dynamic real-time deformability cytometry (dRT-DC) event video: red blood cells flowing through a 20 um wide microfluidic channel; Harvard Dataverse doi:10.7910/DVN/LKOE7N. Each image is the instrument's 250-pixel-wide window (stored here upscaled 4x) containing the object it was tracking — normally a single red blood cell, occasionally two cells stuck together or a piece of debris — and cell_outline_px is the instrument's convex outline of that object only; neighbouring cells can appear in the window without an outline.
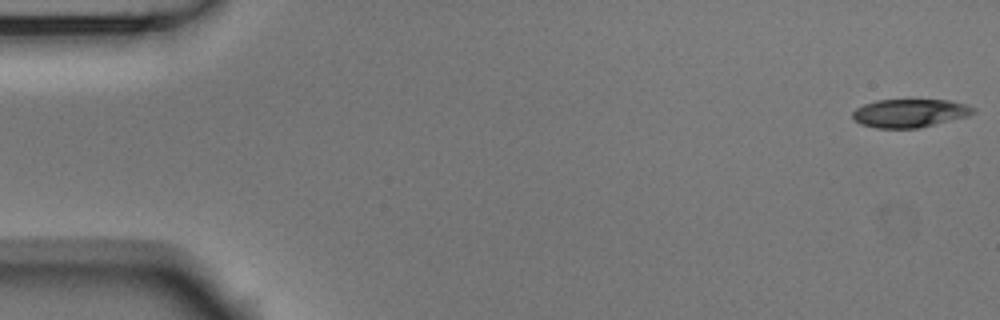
{"species": "Egyptian fruit bat (a non-hibernating species)", "species_latin": "Rousettus aegyptiacus", "temperature_condition": "room temperature", "stored_images_in_passage": 53, "camera_frame_rate_fps": 3000, "um_per_image_px": 0.085, "animal": {"sex": "male"}, "frame": {"image": 1, "passage_image": 1, "time_ms": 0.0, "image_size_px": [1000, 320], "cell_outline_px": [[976, 112], [968, 116], [916, 128], [876, 128], [860, 124], [852, 116], [852, 112], [856, 108], [864, 104], [876, 100], [948, 100], [964, 104], [976, 108]], "centroid_in_image_um": [77.32, 9.61], "position_along_channel_um": 7.7, "area_um2": 19.77}}
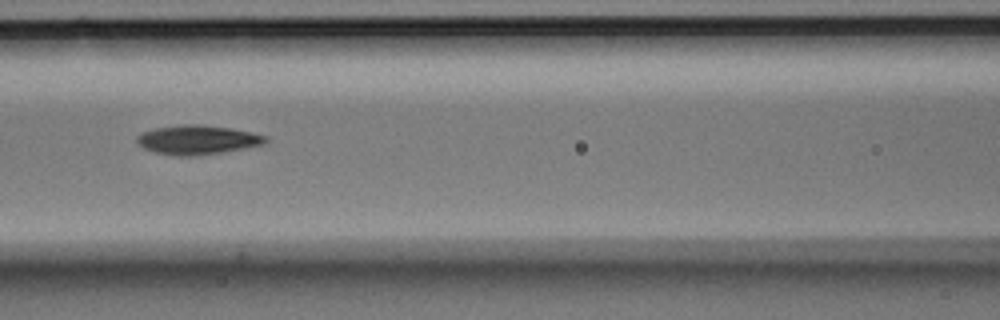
{"frame": {"image": 2, "passage_image": 23, "time_ms": 7.333, "image_size_px": [1000, 320], "cell_outline_px": [[268, 140], [264, 144], [244, 148], [220, 152], [192, 156], [172, 156], [152, 152], [144, 148], [136, 140], [136, 136], [140, 132], [156, 128], [180, 124], [200, 124], [228, 128], [268, 136]], "centroid_in_image_um": [16.72, 11.88], "position_along_channel_um": 149.9, "area_um2": 21.85}}
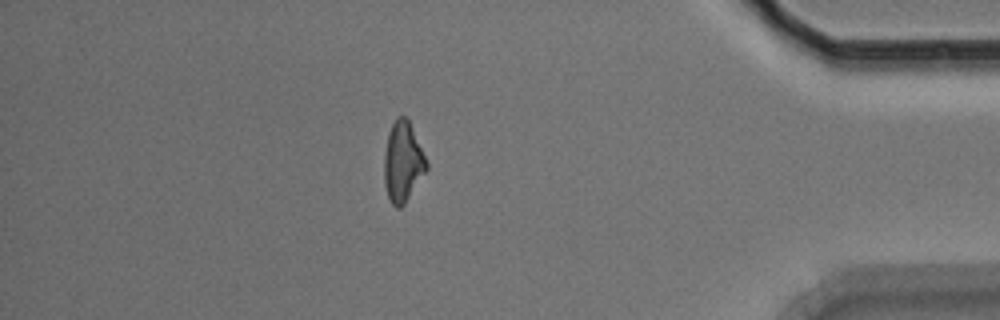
{"frame": {"image": 3, "passage_image": 46, "time_ms": 15.0, "image_size_px": [1000, 320], "cell_outline_px": [[428, 168], [404, 204], [400, 208], [396, 208], [392, 204], [388, 196], [384, 184], [384, 152], [388, 132], [396, 116], [404, 116], [408, 120], [428, 164]], "centroid_in_image_um": [34.21, 13.77], "position_along_channel_um": 401.0, "area_um2": 19.54}, "authors_computed_cell_mechanics": {"area_um2": 20.5768, "velocity_mm_per_s": 3.7845, "shape_relaxation_time_tau1_ms": 4.5417, "shape_relaxation_time_tau2_ms": 4.4251, "deformation_change_tau1": 0.1841, "deformation_change_tau2": 0.1278}}